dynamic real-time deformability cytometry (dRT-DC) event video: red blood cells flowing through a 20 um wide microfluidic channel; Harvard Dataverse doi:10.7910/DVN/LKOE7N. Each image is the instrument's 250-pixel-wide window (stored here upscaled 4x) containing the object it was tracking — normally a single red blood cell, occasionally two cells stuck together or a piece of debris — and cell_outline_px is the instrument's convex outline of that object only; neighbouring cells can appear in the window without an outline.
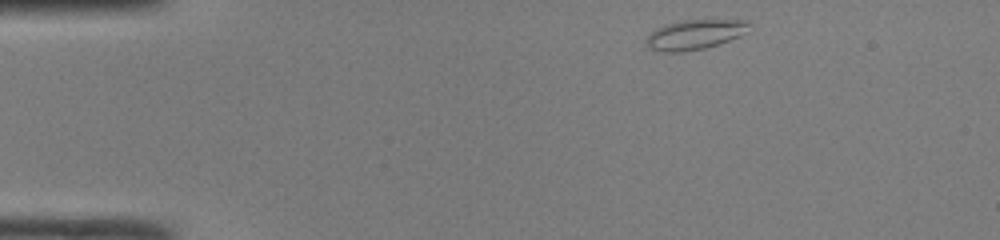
{"species": "common noctule bat (a hibernating species)", "species_latin": "Nyctalus noctula", "temperature_condition": "room temperature", "stored_images_in_passage": 42, "camera_frame_rate_fps": 3000, "um_per_image_px": 0.085, "animal": {"sex": "male", "body_mass_g": 19.0, "forearm_length_mm": 50.8}, "frame": {"image": 1, "passage_image": 1, "time_ms": 0.0, "image_size_px": [1000, 240], "cell_outline_px": [[752, 24], [748, 32], [740, 36], [704, 48], [684, 52], [664, 52], [648, 48], [644, 44], [644, 40], [652, 28], [664, 24], [680, 20], [748, 20]], "centroid_in_image_um": [59.0, 2.93], "position_along_channel_um": 26.0, "area_um2": 18.32}}
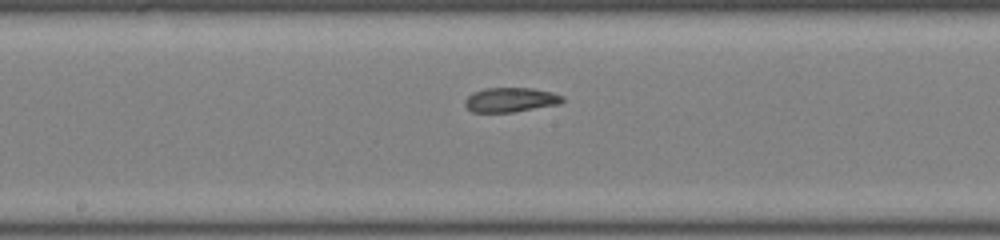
{"frame": {"image": 2, "passage_image": 19, "time_ms": 6.0, "image_size_px": [1000, 240], "cell_outline_px": [[564, 100], [560, 104], [512, 112], [472, 112], [464, 104], [464, 100], [472, 92], [484, 88], [532, 88], [552, 92], [564, 96]], "centroid_in_image_um": [43.39, 8.48], "position_along_channel_um": 204.8, "area_um2": 13.99}}
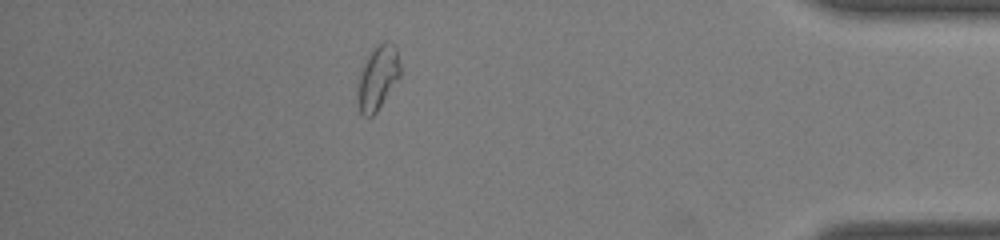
{"frame": {"image": 3, "passage_image": 36, "time_ms": 11.667, "image_size_px": [1000, 240], "cell_outline_px": [[400, 76], [376, 112], [372, 116], [364, 116], [360, 112], [356, 100], [356, 84], [360, 68], [368, 52], [376, 44], [384, 40], [388, 40], [396, 44], [400, 64]], "centroid_in_image_um": [32.06, 6.53], "position_along_channel_um": 403.1, "area_um2": 16.65}, "authors_computed_cell_mechanics": {"area_um2": 14.5945, "velocity_mm_per_s": 4.1973, "shape_relaxation_time_tau1_ms": 6.2743, "shape_relaxation_time_tau2_ms": 3.0594, "deformation_change_tau1": 0.1863, "deformation_change_tau2": 0.081}}